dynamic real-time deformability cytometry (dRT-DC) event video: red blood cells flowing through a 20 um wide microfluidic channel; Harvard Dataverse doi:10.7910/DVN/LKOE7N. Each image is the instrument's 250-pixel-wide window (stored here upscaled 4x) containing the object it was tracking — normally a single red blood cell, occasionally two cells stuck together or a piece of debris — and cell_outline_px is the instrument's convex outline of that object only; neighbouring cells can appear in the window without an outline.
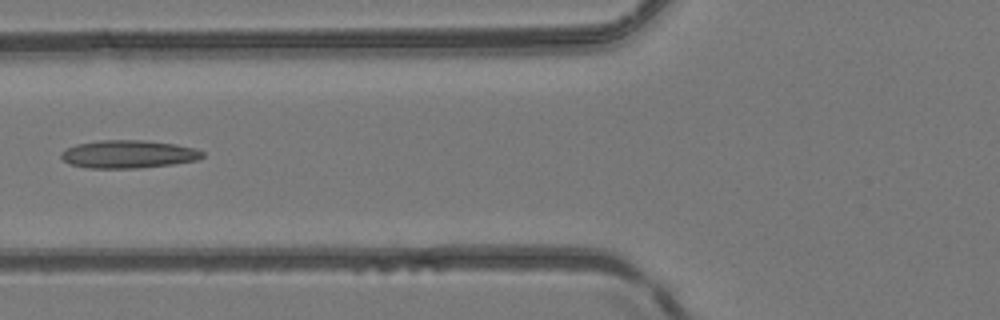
{"species": "common noctule bat (a hibernating species)", "species_latin": "Nyctalus noctula", "temperature_condition": "room temperature", "stored_images_in_passage": 6, "camera_frame_rate_fps": 3000, "um_per_image_px": 0.085, "animal": {"sex": "female", "body_mass_g": 24.6, "forearm_length_mm": 56.2}, "frame": {"image": 1, "passage_image": 5, "time_ms": 5.667, "image_size_px": [1000, 320], "cell_outline_px": [[204, 156], [200, 160], [172, 164], [140, 168], [88, 168], [68, 164], [60, 156], [60, 152], [76, 144], [100, 140], [144, 140], [176, 144], [196, 148], [204, 152]], "centroid_in_image_um": [10.93, 13.1], "position_along_channel_um": 114.9, "area_um2": 23.24}}
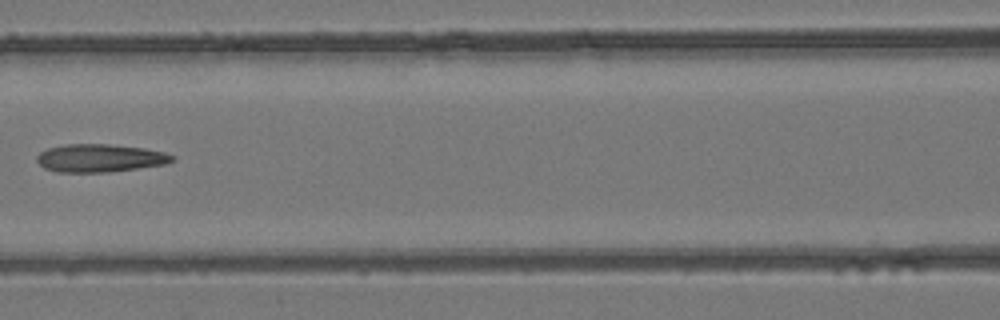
{"frame": {"image": 2, "passage_image": 6, "time_ms": 6.667, "image_size_px": [1000, 320], "cell_outline_px": [[176, 160], [164, 164], [108, 172], [56, 172], [44, 168], [36, 160], [36, 156], [40, 152], [48, 148], [64, 144], [108, 144], [144, 148], [164, 152], [176, 156]], "centroid_in_image_um": [8.48, 13.43], "position_along_channel_um": 158.1, "area_um2": 22.08}}